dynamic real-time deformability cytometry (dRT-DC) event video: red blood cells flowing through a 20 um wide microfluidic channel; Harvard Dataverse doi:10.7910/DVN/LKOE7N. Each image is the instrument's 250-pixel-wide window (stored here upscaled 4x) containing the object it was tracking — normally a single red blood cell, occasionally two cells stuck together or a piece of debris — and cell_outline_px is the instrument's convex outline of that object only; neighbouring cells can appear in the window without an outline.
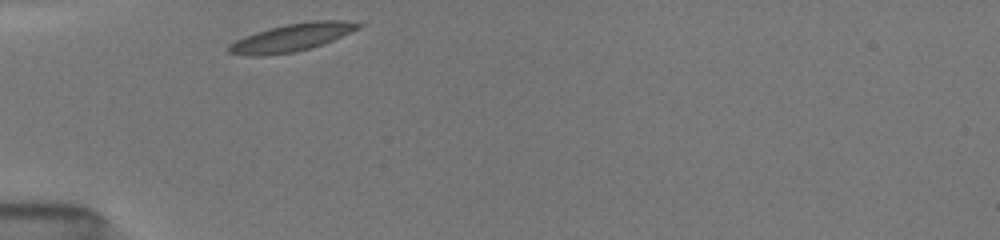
{"species": "common noctule bat (a hibernating species)", "species_latin": "Nyctalus noctula", "temperature_condition": "room temperature", "stored_images_in_passage": 33, "camera_frame_rate_fps": 3000, "um_per_image_px": 0.085, "animal": {"sex": "female", "body_mass_g": 19.5, "forearm_length_mm": 54.1}, "frame": {"image": 1, "passage_image": 1, "time_ms": 0.0, "image_size_px": [1000, 240], "cell_outline_px": [[364, 24], [360, 28], [332, 40], [308, 48], [292, 52], [260, 56], [248, 56], [228, 52], [228, 44], [244, 36], [268, 28], [284, 24], [308, 20], [344, 20]], "centroid_in_image_um": [24.78, 3.16], "position_along_channel_um": 60.2, "area_um2": 20.81}}
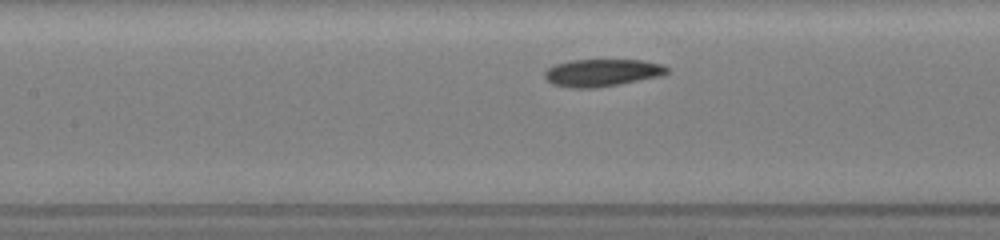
{"frame": {"image": 2, "passage_image": 6, "time_ms": 2.667, "image_size_px": [1000, 240], "cell_outline_px": [[668, 72], [660, 76], [620, 84], [596, 88], [568, 88], [552, 84], [544, 76], [544, 72], [548, 68], [556, 64], [572, 60], [640, 60], [664, 64], [668, 68]], "centroid_in_image_um": [51.17, 6.18], "position_along_channel_um": 156.2, "area_um2": 19.54}}
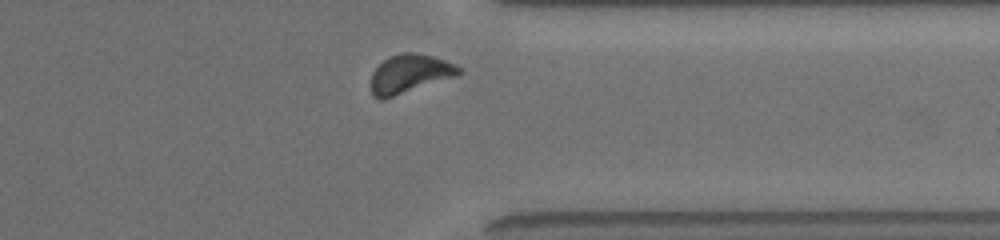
{"frame": {"image": 3, "passage_image": 29, "time_ms": 8.333, "image_size_px": [1000, 240], "cell_outline_px": [[464, 72], [456, 76], [384, 100], [380, 100], [372, 96], [372, 72], [388, 56], [400, 52], [416, 52], [436, 56], [456, 64], [464, 68]], "centroid_in_image_um": [34.87, 6.26], "position_along_channel_um": 376.5, "area_um2": 20.23}, "authors_computed_cell_mechanics": {"area_um2": 19.7098, "velocity_mm_per_s": 3.9127, "shape_relaxation_time_tau1_ms": 1.8973, "shape_relaxation_time_tau2_ms": 3.2836, "deformation_change_tau1": 0.0664, "deformation_change_tau2": 0.073}}